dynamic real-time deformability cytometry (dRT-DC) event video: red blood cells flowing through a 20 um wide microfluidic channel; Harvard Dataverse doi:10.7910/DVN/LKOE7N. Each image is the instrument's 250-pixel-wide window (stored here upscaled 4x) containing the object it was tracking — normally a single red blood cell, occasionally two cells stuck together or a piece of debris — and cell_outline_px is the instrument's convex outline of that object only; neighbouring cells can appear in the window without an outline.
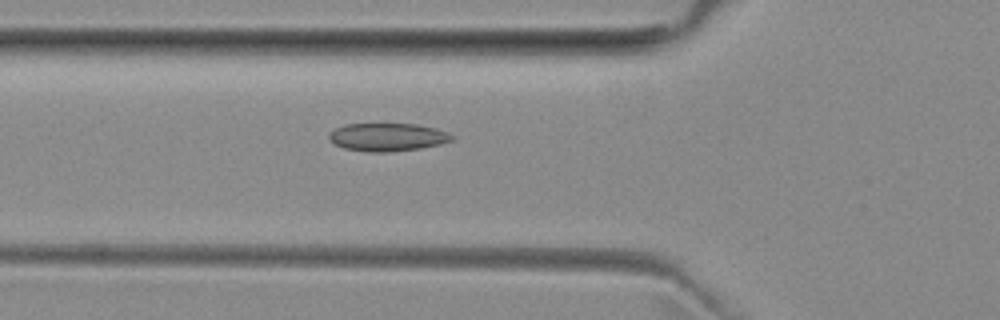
{"species": "common noctule bat (a hibernating species)", "species_latin": "Nyctalus noctula", "temperature_condition": "room temperature", "stored_images_in_passage": 44, "camera_frame_rate_fps": 3000, "um_per_image_px": 0.085, "animal": {"sex": "female", "body_mass_g": 29.2, "forearm_length_mm": 56.3}, "frame": {"image": 1, "passage_image": 11, "time_ms": 3.333, "image_size_px": [1000, 320], "cell_outline_px": [[456, 136], [452, 140], [440, 144], [420, 148], [384, 152], [368, 152], [344, 148], [336, 144], [328, 136], [336, 128], [344, 124], [416, 124], [436, 128], [448, 132]], "centroid_in_image_um": [32.99, 11.65], "position_along_channel_um": 92.8, "area_um2": 19.88}}
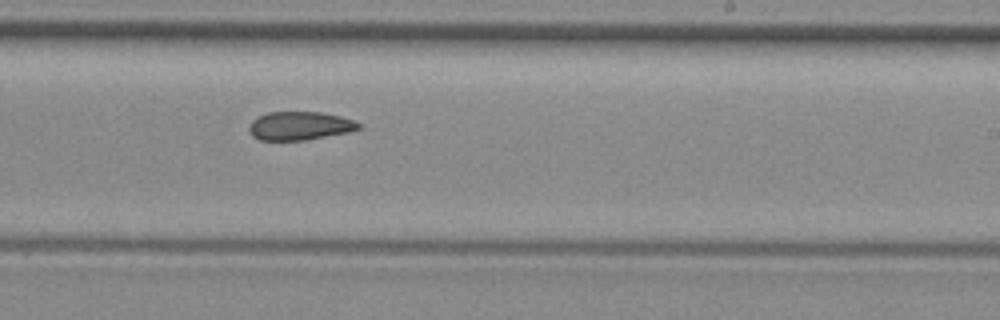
{"frame": {"image": 2, "passage_image": 24, "time_ms": 7.667, "image_size_px": [1000, 320], "cell_outline_px": [[360, 128], [348, 132], [304, 140], [260, 140], [252, 136], [248, 132], [248, 124], [252, 120], [268, 112], [320, 112], [340, 116], [352, 120], [360, 124]], "centroid_in_image_um": [25.42, 10.69], "position_along_channel_um": 263.6, "area_um2": 18.09}}
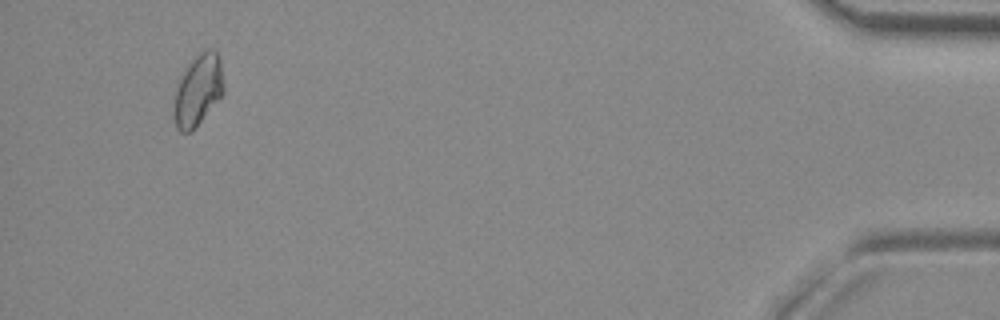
{"frame": {"image": 3, "passage_image": 42, "time_ms": 13.667, "image_size_px": [1000, 320], "cell_outline_px": [[224, 92], [200, 120], [188, 132], [180, 132], [176, 128], [172, 112], [176, 88], [188, 60], [204, 48], [212, 48], [216, 52], [220, 60], [224, 84]], "centroid_in_image_um": [16.8, 7.58], "position_along_channel_um": 418.4, "area_um2": 20.69}, "authors_computed_cell_mechanics": {"area_um2": 19.3341, "velocity_mm_per_s": 3.9419, "shape_relaxation_time_tau1_ms": null, "shape_relaxation_time_tau2_ms": 2.0853, "deformation_change_tau1": null, "deformation_change_tau2": 0.0521}}